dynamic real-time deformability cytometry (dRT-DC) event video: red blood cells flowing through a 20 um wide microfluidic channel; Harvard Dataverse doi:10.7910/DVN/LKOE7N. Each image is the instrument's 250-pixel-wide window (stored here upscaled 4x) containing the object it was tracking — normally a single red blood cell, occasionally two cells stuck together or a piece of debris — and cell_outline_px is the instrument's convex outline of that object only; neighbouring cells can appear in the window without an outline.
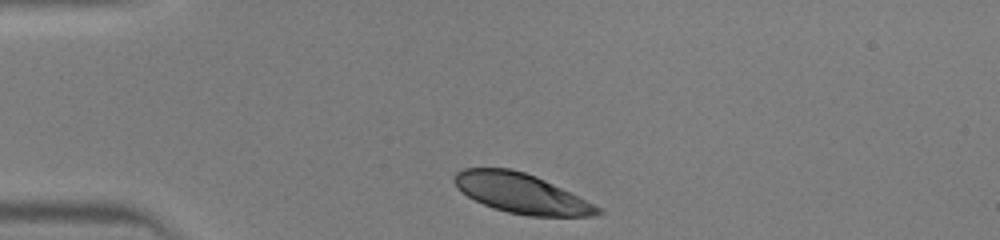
{"species": "human", "species_latin": "Homo sapiens", "temperature_condition": "warm", "stored_images_in_passage": 30, "camera_frame_rate_fps": 3000, "um_per_image_px": 0.085, "donor": {"sex": "male"}, "frame": {"image": 1, "passage_image": 1, "time_ms": 0.0, "image_size_px": [1000, 240], "cell_outline_px": [[604, 212], [596, 216], [528, 216], [508, 212], [492, 208], [468, 196], [452, 180], [452, 176], [456, 172], [464, 168], [508, 168], [524, 172], [536, 176], [600, 208]], "centroid_in_image_um": [44.27, 16.44], "position_along_channel_um": 40.7, "area_um2": 32.6}}
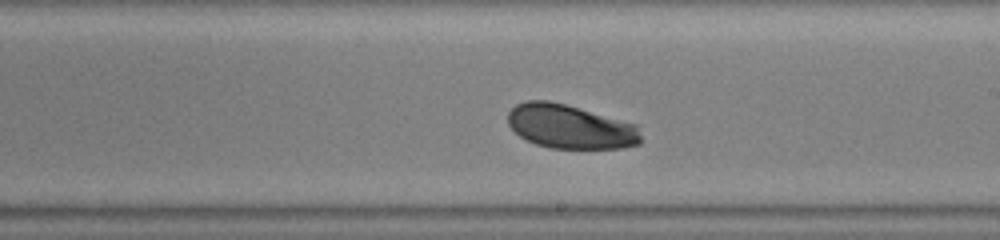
{"frame": {"image": 2, "passage_image": 17, "time_ms": 5.333, "image_size_px": [1000, 240], "cell_outline_px": [[640, 144], [624, 148], [552, 148], [536, 144], [520, 136], [508, 124], [508, 112], [516, 104], [528, 100], [548, 100], [564, 104], [636, 124], [640, 136]], "centroid_in_image_um": [48.45, 10.76], "position_along_channel_um": 240.5, "area_um2": 33.81}}
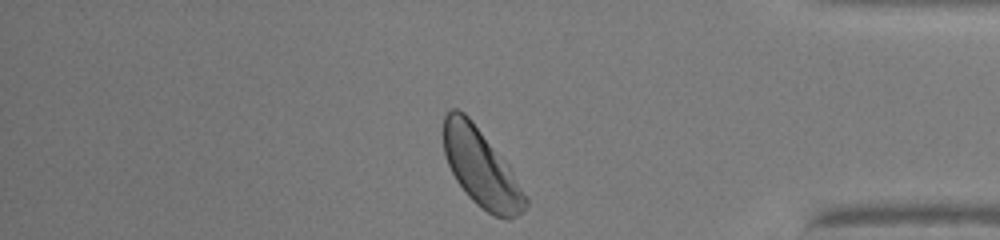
{"frame": {"image": 3, "passage_image": 29, "time_ms": 9.333, "image_size_px": [1000, 240], "cell_outline_px": [[528, 204], [516, 216], [508, 220], [496, 216], [488, 212], [476, 204], [468, 196], [456, 180], [448, 164], [444, 152], [444, 116], [452, 108], [456, 108], [464, 112], [472, 120], [508, 164], [528, 200]], "centroid_in_image_um": [40.88, 14.26], "position_along_channel_um": 394.3, "area_um2": 36.59}}